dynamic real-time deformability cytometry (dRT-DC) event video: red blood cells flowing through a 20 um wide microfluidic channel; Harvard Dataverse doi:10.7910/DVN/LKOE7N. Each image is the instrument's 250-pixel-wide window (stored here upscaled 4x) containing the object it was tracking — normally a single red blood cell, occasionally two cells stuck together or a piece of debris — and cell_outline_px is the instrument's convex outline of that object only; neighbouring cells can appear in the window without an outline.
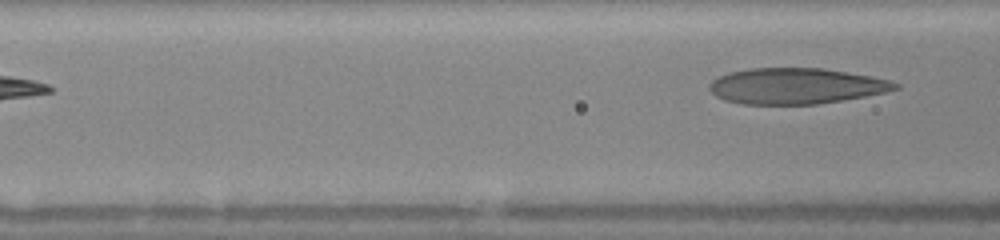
{"species": "human", "species_latin": "Homo sapiens", "temperature_condition": "warm", "stored_images_in_passage": 5, "camera_frame_rate_fps": 3000, "um_per_image_px": 0.085, "donor": {"sex": "female"}, "frame": {"image": 1, "passage_image": 5, "time_ms": 3.333, "image_size_px": [1000, 240], "cell_outline_px": [[900, 88], [884, 92], [864, 96], [816, 104], [740, 104], [724, 100], [716, 96], [708, 88], [708, 84], [712, 80], [728, 72], [752, 68], [824, 68], [872, 76], [892, 80], [900, 84]], "centroid_in_image_um": [67.65, 7.3], "position_along_channel_um": 98.9, "area_um2": 38.9}}